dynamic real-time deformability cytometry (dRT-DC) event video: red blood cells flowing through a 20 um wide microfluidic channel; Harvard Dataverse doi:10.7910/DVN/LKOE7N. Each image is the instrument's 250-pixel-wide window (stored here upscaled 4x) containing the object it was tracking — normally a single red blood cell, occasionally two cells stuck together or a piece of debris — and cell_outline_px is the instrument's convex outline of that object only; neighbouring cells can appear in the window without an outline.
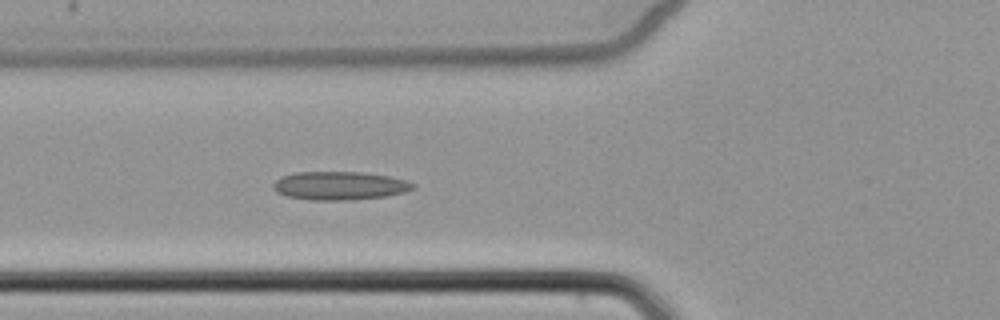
{"species": "common noctule bat (a hibernating species)", "species_latin": "Nyctalus noctula", "temperature_condition": "cold", "stored_images_in_passage": 6, "camera_frame_rate_fps": 3000, "um_per_image_px": 0.085, "animal": {"sex": "female", "body_mass_g": 22.7, "forearm_length_mm": 54.2}, "frame": {"image": 1, "passage_image": 6, "time_ms": 5.667, "image_size_px": [1000, 320], "cell_outline_px": [[416, 188], [404, 192], [384, 196], [352, 200], [308, 200], [284, 196], [276, 192], [272, 188], [272, 184], [276, 180], [284, 176], [296, 172], [360, 172], [388, 176], [408, 180], [416, 184]], "centroid_in_image_um": [28.86, 15.79], "position_along_channel_um": 96.9, "area_um2": 23.29}}